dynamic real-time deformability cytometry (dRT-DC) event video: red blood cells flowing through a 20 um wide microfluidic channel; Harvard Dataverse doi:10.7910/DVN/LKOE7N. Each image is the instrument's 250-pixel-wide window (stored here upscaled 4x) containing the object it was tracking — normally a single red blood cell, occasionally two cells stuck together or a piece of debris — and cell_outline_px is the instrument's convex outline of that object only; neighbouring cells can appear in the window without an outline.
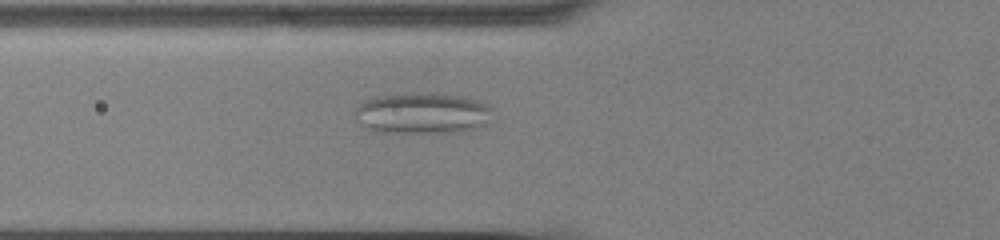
{"species": "common noctule bat (a hibernating species)", "species_latin": "Nyctalus noctula", "temperature_condition": "cold", "stored_images_in_passage": 58, "camera_frame_rate_fps": 3000, "um_per_image_px": 0.085, "animal": {"sex": "male", "body_mass_g": 13.0, "forearm_length_mm": 53.1}, "frame": {"image": 1, "passage_image": 23, "time_ms": 7.333, "image_size_px": [1000, 240], "cell_outline_px": [[492, 108], [484, 124], [476, 128], [460, 132], [376, 132], [360, 124], [356, 120], [356, 108], [364, 100], [376, 96], [408, 92], [428, 92], [460, 96], [476, 100], [488, 104]], "centroid_in_image_um": [35.85, 9.6], "position_along_channel_um": 90.0, "area_um2": 32.95}}
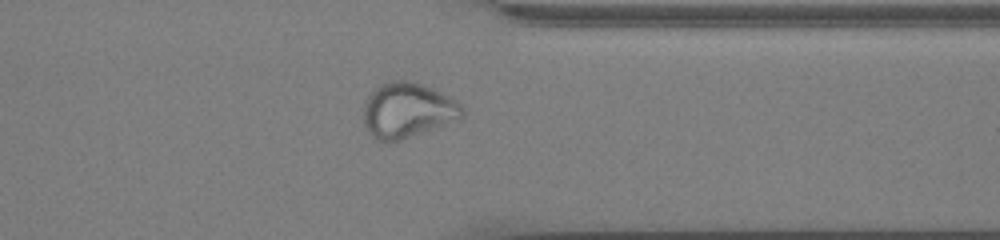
{"frame": {"image": 2, "passage_image": 47, "time_ms": 15.333, "image_size_px": [1000, 240], "cell_outline_px": [[464, 116], [440, 128], [400, 140], [384, 144], [376, 140], [368, 132], [364, 124], [364, 104], [368, 96], [380, 84], [392, 80], [408, 80], [432, 88], [456, 100], [464, 108]], "centroid_in_image_um": [34.64, 9.41], "position_along_channel_um": 376.8, "area_um2": 32.14}}
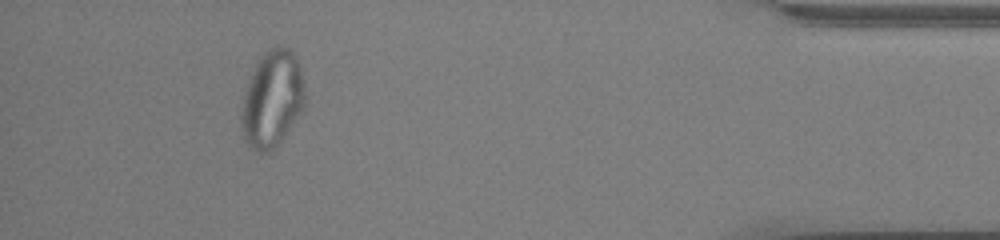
{"frame": {"image": 3, "passage_image": 54, "time_ms": 17.667, "image_size_px": [1000, 240], "cell_outline_px": [[304, 108], [276, 148], [268, 152], [256, 152], [244, 140], [240, 120], [240, 116], [244, 92], [248, 80], [256, 60], [264, 52], [276, 44], [284, 44], [296, 56], [300, 68], [304, 88]], "centroid_in_image_um": [23.11, 8.4], "position_along_channel_um": 412.1, "area_um2": 36.3}}